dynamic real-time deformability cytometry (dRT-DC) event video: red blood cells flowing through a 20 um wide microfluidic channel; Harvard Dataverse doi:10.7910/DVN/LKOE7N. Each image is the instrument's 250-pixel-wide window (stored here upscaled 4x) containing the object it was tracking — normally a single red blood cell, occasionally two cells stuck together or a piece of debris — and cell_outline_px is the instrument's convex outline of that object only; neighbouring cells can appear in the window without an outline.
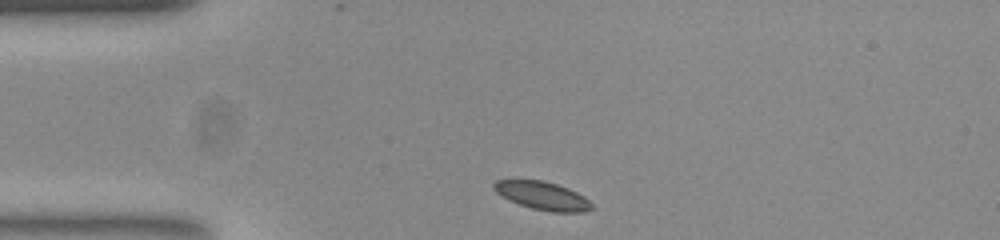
{"species": "common noctule bat (a hibernating species)", "species_latin": "Nyctalus noctula", "temperature_condition": "room temperature", "stored_images_in_passage": 34, "camera_frame_rate_fps": 3000, "um_per_image_px": 0.085, "animal": {"sex": "female", "body_mass_g": 23.0, "forearm_length_mm": 53.4}, "frame": {"image": 1, "passage_image": 1, "time_ms": 0.0, "image_size_px": [1000, 240], "cell_outline_px": [[592, 208], [584, 212], [552, 212], [532, 208], [520, 204], [496, 192], [492, 188], [492, 184], [496, 180], [544, 180], [568, 188], [584, 196], [592, 204]], "centroid_in_image_um": [46.12, 16.63], "position_along_channel_um": 38.9, "area_um2": 15.84}}
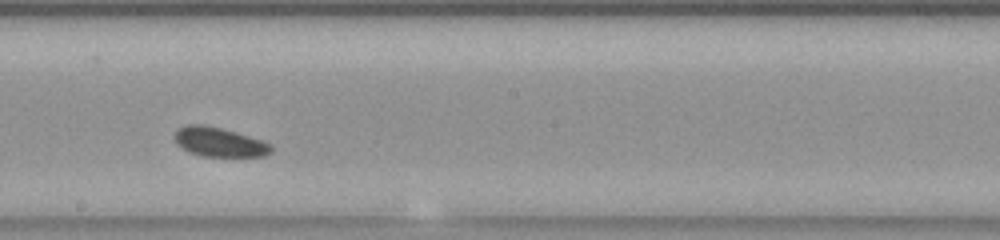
{"frame": {"image": 2, "passage_image": 19, "time_ms": 6.0, "image_size_px": [1000, 240], "cell_outline_px": [[272, 152], [264, 156], [200, 156], [188, 152], [176, 144], [176, 128], [188, 124], [204, 124], [236, 132], [272, 144]], "centroid_in_image_um": [18.62, 12.07], "position_along_channel_um": 229.6, "area_um2": 16.47}}
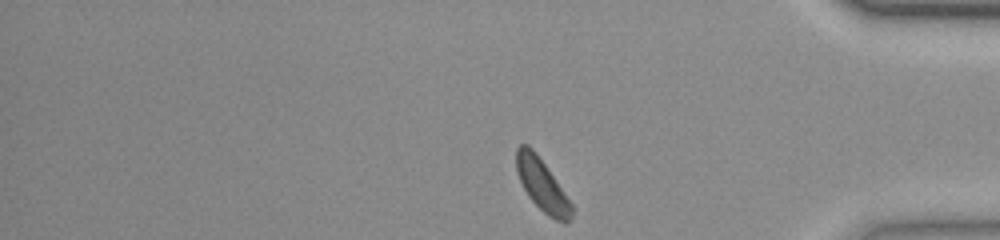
{"frame": {"image": 3, "passage_image": 34, "time_ms": 11.0, "image_size_px": [1000, 240], "cell_outline_px": [[572, 216], [564, 224], [548, 216], [528, 196], [516, 172], [516, 148], [520, 144], [528, 144], [536, 152], [572, 204]], "centroid_in_image_um": [46.05, 15.71], "position_along_channel_um": 389.1, "area_um2": 16.47}, "authors_computed_cell_mechanics": {"area_um2": 16.6175, "velocity_mm_per_s": 3.6687, "shape_relaxation_time_tau1_ms": null, "shape_relaxation_time_tau2_ms": 3.464, "deformation_change_tau1": null, "deformation_change_tau2": 0.0914}}